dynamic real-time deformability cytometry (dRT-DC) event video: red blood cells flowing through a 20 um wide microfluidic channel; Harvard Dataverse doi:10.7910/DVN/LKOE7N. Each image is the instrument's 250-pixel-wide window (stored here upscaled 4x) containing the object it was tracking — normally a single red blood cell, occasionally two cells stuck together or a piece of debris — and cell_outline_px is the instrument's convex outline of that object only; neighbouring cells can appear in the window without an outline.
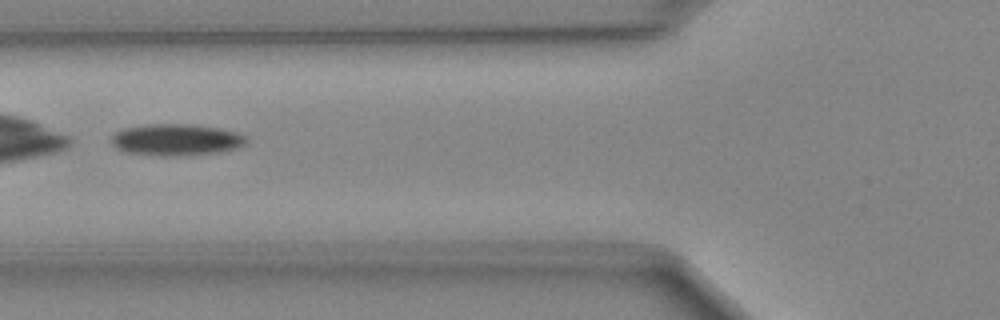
{"species": "Egyptian fruit bat (a non-hibernating species)", "species_latin": "Rousettus aegyptiacus", "temperature_condition": "cold", "stored_images_in_passage": 46, "camera_frame_rate_fps": 3000, "um_per_image_px": 0.085, "animal": {"sex": "female"}, "frame": {"image": 1, "passage_image": 17, "time_ms": 5.333, "image_size_px": [1000, 320], "cell_outline_px": [[248, 144], [236, 148], [216, 152], [188, 156], [160, 156], [128, 152], [116, 148], [112, 144], [112, 136], [116, 132], [124, 128], [144, 124], [192, 124], [220, 128], [236, 132], [248, 136]], "centroid_in_image_um": [15.02, 11.88], "position_along_channel_um": 110.8, "area_um2": 25.14}}
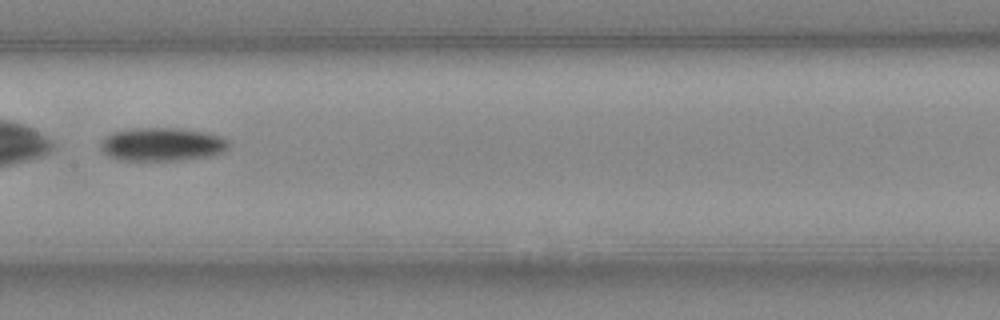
{"frame": {"image": 2, "passage_image": 23, "time_ms": 7.333, "image_size_px": [1000, 320], "cell_outline_px": [[228, 148], [212, 156], [180, 160], [120, 160], [108, 156], [100, 148], [100, 140], [104, 136], [112, 132], [132, 128], [180, 128], [208, 132], [220, 136], [228, 140]], "centroid_in_image_um": [13.74, 12.26], "position_along_channel_um": 193.7, "area_um2": 25.14}}
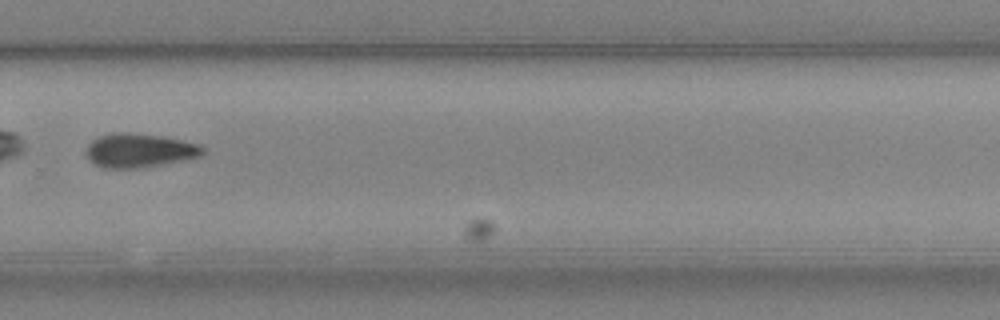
{"frame": {"image": 3, "passage_image": 32, "time_ms": 10.333, "image_size_px": [1000, 320], "cell_outline_px": [[204, 152], [200, 156], [184, 160], [140, 168], [104, 168], [88, 160], [84, 152], [84, 148], [92, 140], [100, 136], [112, 132], [128, 132], [164, 136], [200, 144], [204, 148]], "centroid_in_image_um": [11.81, 12.78], "position_along_channel_um": 318.0, "area_um2": 23.35}}